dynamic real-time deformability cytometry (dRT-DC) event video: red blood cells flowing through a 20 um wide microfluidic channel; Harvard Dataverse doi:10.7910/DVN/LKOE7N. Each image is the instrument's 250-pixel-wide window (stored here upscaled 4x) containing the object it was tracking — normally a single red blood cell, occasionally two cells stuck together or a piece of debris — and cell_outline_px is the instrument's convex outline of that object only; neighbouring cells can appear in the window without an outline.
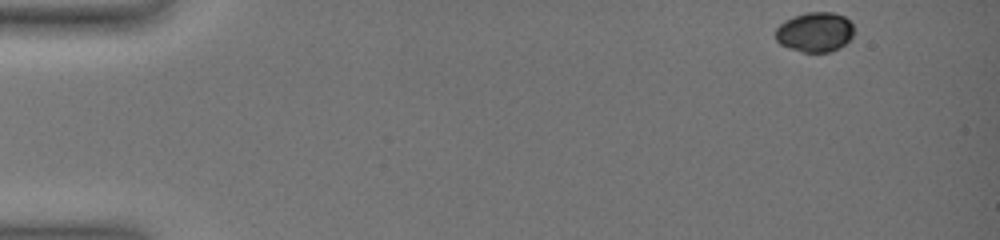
{"species": "common noctule bat (a hibernating species)", "species_latin": "Nyctalus noctula", "temperature_condition": "warm", "stored_images_in_passage": 60, "camera_frame_rate_fps": 3000, "um_per_image_px": 0.085, "animal": {"sex": "female", "body_mass_g": 19.0, "forearm_length_mm": 51.5}, "frame": {"image": 1, "passage_image": 1, "time_ms": 0.0, "image_size_px": [1000, 240], "cell_outline_px": [[852, 36], [840, 48], [832, 52], [804, 52], [788, 48], [780, 44], [776, 40], [776, 28], [784, 20], [792, 16], [808, 12], [832, 12], [844, 16], [852, 24]], "centroid_in_image_um": [69.24, 2.73], "position_along_channel_um": 15.8, "area_um2": 18.21}}
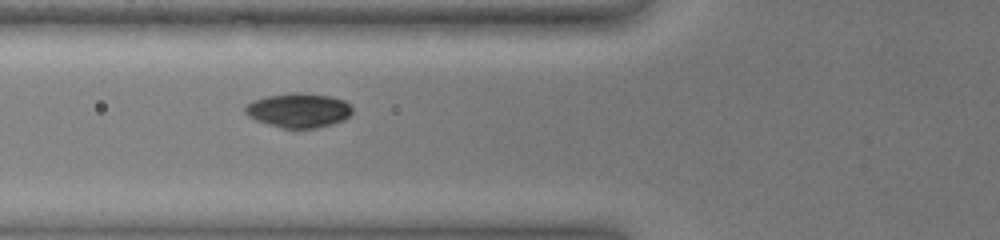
{"frame": {"image": 2, "passage_image": 19, "time_ms": 6.0, "image_size_px": [1000, 240], "cell_outline_px": [[352, 112], [344, 120], [332, 124], [316, 128], [280, 128], [256, 120], [248, 116], [244, 112], [244, 108], [252, 100], [268, 96], [292, 92], [300, 92], [332, 96], [344, 100], [352, 108]], "centroid_in_image_um": [25.37, 9.37], "position_along_channel_um": 100.4, "area_um2": 21.56}}
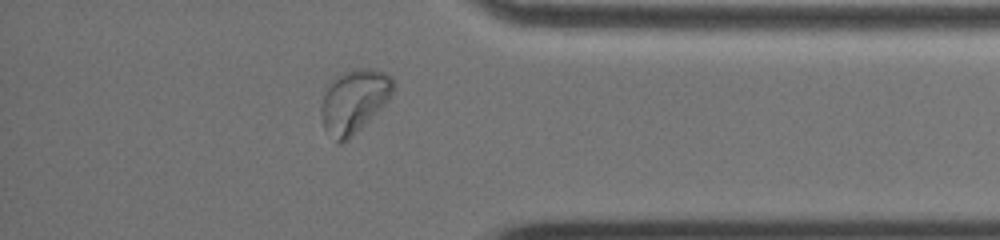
{"frame": {"image": 3, "passage_image": 48, "time_ms": 14.667, "image_size_px": [1000, 240], "cell_outline_px": [[396, 84], [388, 100], [344, 144], [336, 144], [324, 128], [320, 112], [320, 108], [324, 92], [336, 76], [340, 72], [352, 68], [368, 68], [384, 72], [392, 76], [396, 80]], "centroid_in_image_um": [30.08, 8.58], "position_along_channel_um": 405.1, "area_um2": 26.82}, "authors_computed_cell_mechanics": {"area_um2": 20.9236, "velocity_mm_per_s": 3.5719, "shape_relaxation_time_tau1_ms": 1.6183, "shape_relaxation_time_tau2_ms": null, "deformation_change_tau1": 0.0905, "deformation_change_tau2": null}}